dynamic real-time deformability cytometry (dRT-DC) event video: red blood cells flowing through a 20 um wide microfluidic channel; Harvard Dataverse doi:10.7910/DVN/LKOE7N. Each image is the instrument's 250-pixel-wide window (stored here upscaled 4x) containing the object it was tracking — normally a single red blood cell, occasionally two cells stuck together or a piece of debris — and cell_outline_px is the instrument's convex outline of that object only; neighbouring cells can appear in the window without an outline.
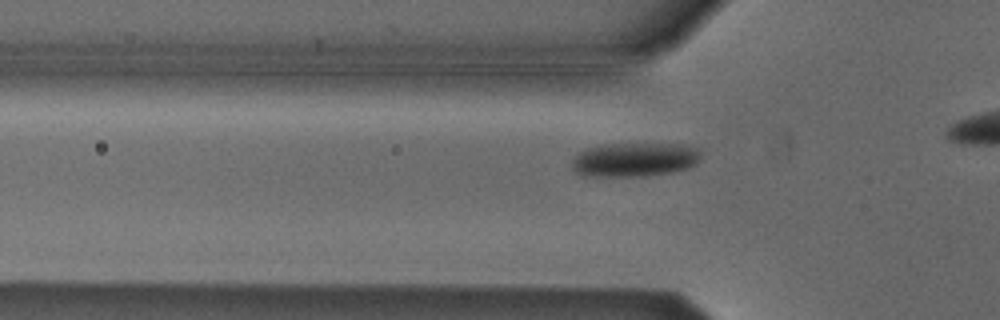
{"species": "Egyptian fruit bat (a non-hibernating species)", "species_latin": "Rousettus aegyptiacus", "temperature_condition": "cold", "stored_images_in_passage": 20, "camera_frame_rate_fps": 3000, "um_per_image_px": 0.085, "animal": {"sex": "male"}, "frame": {"image": 1, "passage_image": 4, "time_ms": 1.0, "image_size_px": [1000, 320], "cell_outline_px": [[700, 160], [696, 164], [688, 168], [672, 172], [648, 176], [584, 176], [576, 172], [572, 168], [572, 160], [580, 152], [588, 148], [608, 144], [680, 144], [700, 148]], "centroid_in_image_um": [53.98, 13.57], "position_along_channel_um": 71.8, "area_um2": 25.66}}
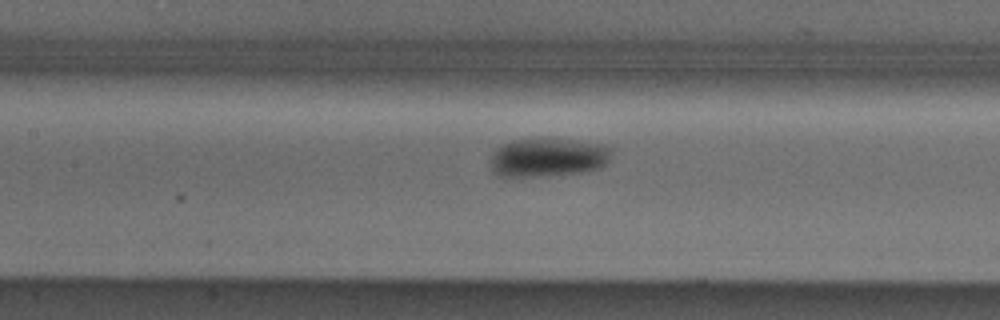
{"frame": {"image": 2, "passage_image": 11, "time_ms": 3.333, "image_size_px": [1000, 320], "cell_outline_px": [[612, 152], [608, 160], [600, 168], [580, 172], [536, 176], [496, 176], [492, 172], [492, 152], [496, 148], [512, 140], [572, 140], [608, 144], [612, 148]], "centroid_in_image_um": [46.6, 13.38], "position_along_channel_um": 160.8, "area_um2": 26.93}}
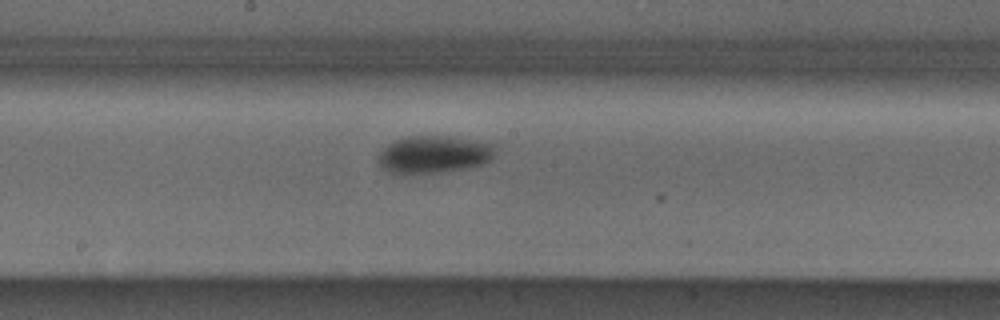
{"frame": {"image": 3, "passage_image": 15, "time_ms": 4.667, "image_size_px": [1000, 320], "cell_outline_px": [[492, 156], [488, 160], [480, 164], [468, 168], [440, 172], [404, 176], [388, 172], [376, 160], [376, 156], [388, 144], [404, 136], [452, 136], [488, 144], [492, 148]], "centroid_in_image_um": [36.73, 13.16], "position_along_channel_um": 211.5, "area_um2": 25.49}}